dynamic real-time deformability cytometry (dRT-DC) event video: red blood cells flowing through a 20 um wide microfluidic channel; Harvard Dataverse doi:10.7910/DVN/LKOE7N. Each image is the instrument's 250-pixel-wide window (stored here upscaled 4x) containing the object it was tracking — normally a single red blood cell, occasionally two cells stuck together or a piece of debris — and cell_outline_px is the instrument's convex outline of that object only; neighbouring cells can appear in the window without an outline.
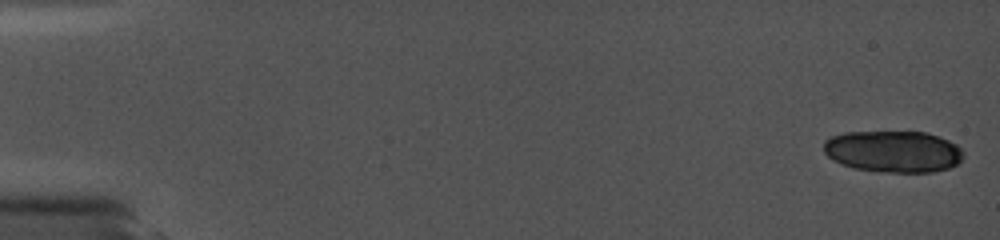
{"species": "common noctule bat (a hibernating species)", "species_latin": "Nyctalus noctula", "temperature_condition": "cold", "stored_images_in_passage": 7, "camera_frame_rate_fps": 5000, "um_per_image_px": 0.085, "animal": {"sex": "female", "body_mass_g": 19.0, "forearm_length_mm": 56.7}, "frame": {"image": 1, "passage_image": 1, "time_ms": 0.0, "image_size_px": [1000, 240], "cell_outline_px": [[964, 156], [956, 164], [948, 168], [932, 172], [888, 172], [856, 168], [832, 160], [824, 152], [824, 140], [832, 136], [844, 132], [928, 132], [948, 140], [956, 144], [964, 152]], "centroid_in_image_um": [75.94, 12.86], "position_along_channel_um": 9.1, "area_um2": 33.81}}